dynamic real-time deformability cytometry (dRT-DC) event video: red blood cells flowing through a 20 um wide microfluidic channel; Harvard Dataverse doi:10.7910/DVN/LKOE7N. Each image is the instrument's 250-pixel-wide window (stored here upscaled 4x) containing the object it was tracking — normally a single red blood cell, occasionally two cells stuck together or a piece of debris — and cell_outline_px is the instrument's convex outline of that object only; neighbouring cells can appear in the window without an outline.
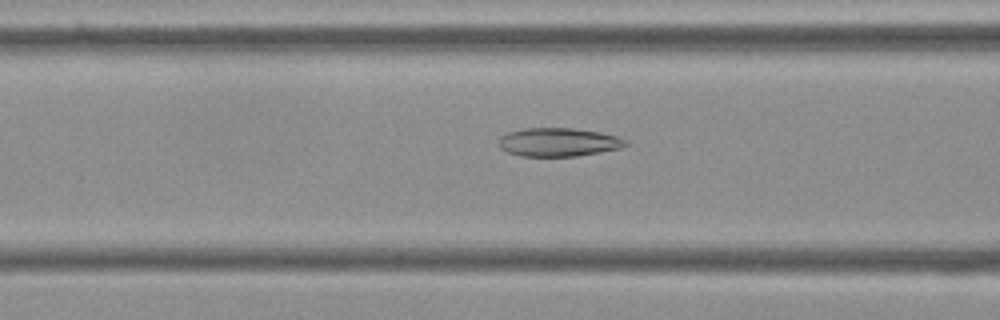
{"species": "Egyptian fruit bat (a non-hibernating species)", "species_latin": "Rousettus aegyptiacus", "temperature_condition": "cold", "stored_images_in_passage": 56, "camera_frame_rate_fps": 3000, "um_per_image_px": 0.085, "frame": {"image": 1, "passage_image": 22, "time_ms": 7.0, "image_size_px": [1000, 320], "cell_outline_px": [[628, 144], [620, 148], [600, 152], [576, 156], [520, 156], [508, 152], [500, 148], [500, 136], [508, 132], [524, 128], [572, 128], [600, 132], [616, 136], [628, 140]], "centroid_in_image_um": [47.47, 12.08], "position_along_channel_um": 119.1, "area_um2": 21.04}}
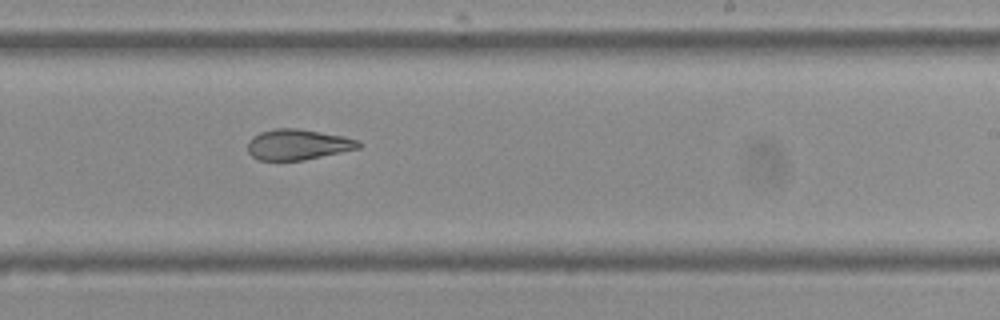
{"frame": {"image": 2, "passage_image": 34, "time_ms": 11.0, "image_size_px": [1000, 320], "cell_outline_px": [[364, 144], [360, 148], [304, 160], [260, 160], [252, 156], [248, 152], [248, 140], [252, 136], [260, 132], [272, 128], [300, 128], [344, 136], [360, 140]], "centroid_in_image_um": [25.34, 12.27], "position_along_channel_um": 263.7, "area_um2": 20.06}}
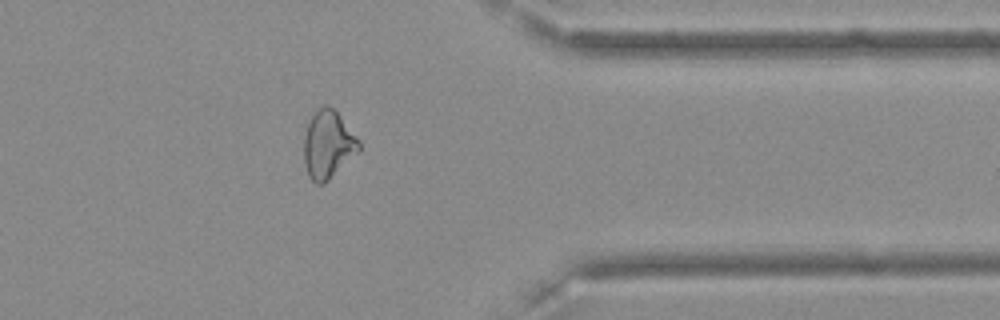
{"frame": {"image": 3, "passage_image": 45, "time_ms": 14.667, "image_size_px": [1000, 320], "cell_outline_px": [[360, 152], [324, 184], [316, 184], [308, 176], [304, 164], [304, 136], [308, 124], [312, 116], [324, 104], [328, 104], [340, 116], [360, 140]], "centroid_in_image_um": [27.9, 12.33], "position_along_channel_um": 383.5, "area_um2": 21.85}, "authors_computed_cell_mechanics": {"area_um2": 23.0044, "velocity_mm_per_s": 3.6148, "shape_relaxation_time_tau1_ms": 10.583, "shape_relaxation_time_tau2_ms": 2.617, "deformation_change_tau1": 0.209, "deformation_change_tau2": 0.0851}}